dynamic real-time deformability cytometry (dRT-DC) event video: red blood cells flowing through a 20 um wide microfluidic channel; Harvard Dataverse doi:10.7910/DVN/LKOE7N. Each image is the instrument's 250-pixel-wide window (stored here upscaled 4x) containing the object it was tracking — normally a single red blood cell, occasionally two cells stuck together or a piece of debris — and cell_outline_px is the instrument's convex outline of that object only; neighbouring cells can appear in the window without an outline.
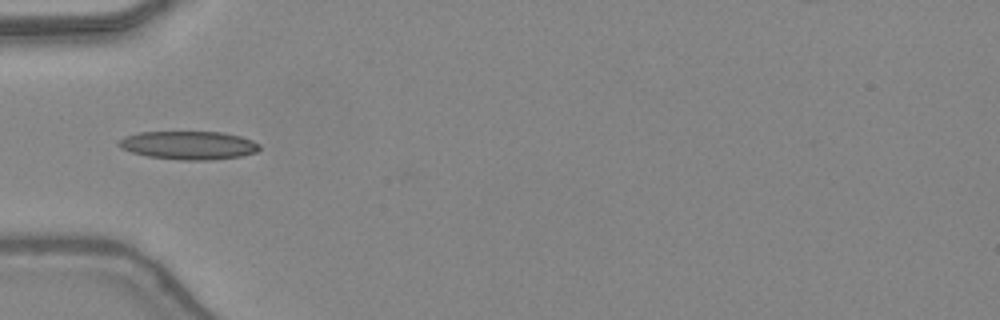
{"species": "common noctule bat (a hibernating species)", "species_latin": "Nyctalus noctula", "temperature_condition": "warm", "stored_images_in_passage": 26, "camera_frame_rate_fps": 3000, "um_per_image_px": 0.085, "animal": {"sex": "female", "body_mass_g": 24.6, "forearm_length_mm": 56.2}, "frame": {"image": 1, "passage_image": 1, "time_ms": 0.0, "image_size_px": [1000, 320], "cell_outline_px": [[260, 148], [256, 152], [240, 156], [208, 160], [180, 160], [148, 156], [132, 152], [120, 148], [116, 144], [124, 136], [140, 132], [220, 132], [240, 136], [252, 140], [260, 144]], "centroid_in_image_um": [16.02, 12.34], "position_along_channel_um": 69.0, "area_um2": 23.18}}
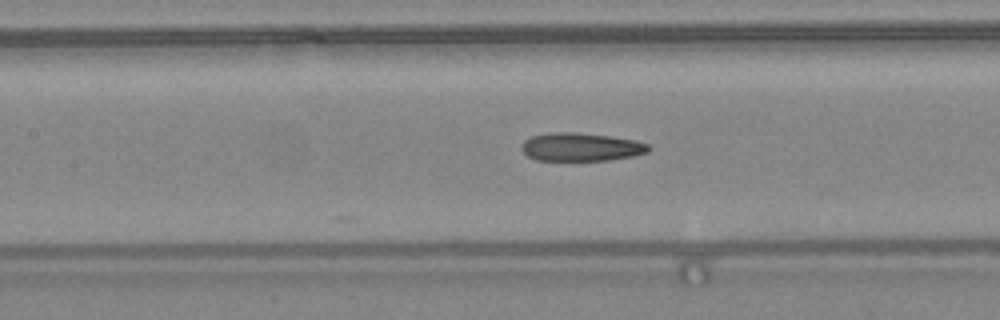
{"frame": {"image": 2, "passage_image": 7, "time_ms": 2.0, "image_size_px": [1000, 320], "cell_outline_px": [[652, 148], [648, 152], [632, 156], [608, 160], [536, 160], [528, 156], [520, 148], [520, 144], [524, 140], [532, 136], [552, 132], [576, 132], [612, 136], [636, 140], [648, 144]], "centroid_in_image_um": [49.39, 12.48], "position_along_channel_um": 158.0, "area_um2": 21.04}}
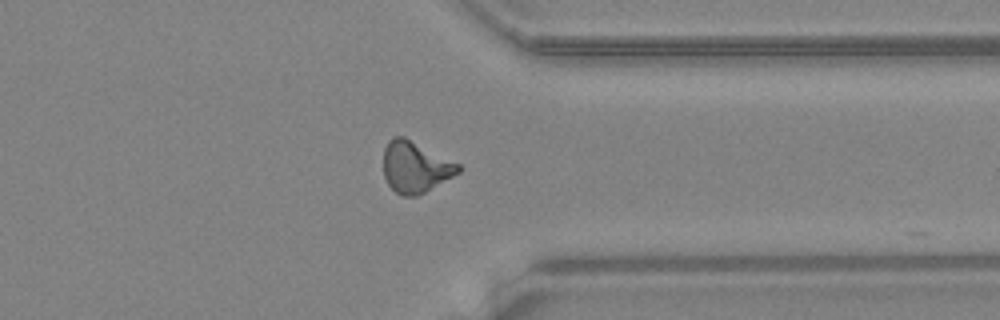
{"frame": {"image": 3, "passage_image": 22, "time_ms": 7.0, "image_size_px": [1000, 320], "cell_outline_px": [[460, 172], [424, 192], [416, 196], [404, 196], [396, 192], [388, 184], [384, 176], [384, 148], [388, 140], [392, 136], [404, 136], [460, 164]], "centroid_in_image_um": [35.28, 14.17], "position_along_channel_um": 376.1, "area_um2": 22.2}, "authors_computed_cell_mechanics": {"area_um2": 21.386, "velocity_mm_per_s": 4.4431, "shape_relaxation_time_tau1_ms": 5.9719, "shape_relaxation_time_tau2_ms": 3.6887, "deformation_change_tau1": 0.1819, "deformation_change_tau2": 0.1408}}